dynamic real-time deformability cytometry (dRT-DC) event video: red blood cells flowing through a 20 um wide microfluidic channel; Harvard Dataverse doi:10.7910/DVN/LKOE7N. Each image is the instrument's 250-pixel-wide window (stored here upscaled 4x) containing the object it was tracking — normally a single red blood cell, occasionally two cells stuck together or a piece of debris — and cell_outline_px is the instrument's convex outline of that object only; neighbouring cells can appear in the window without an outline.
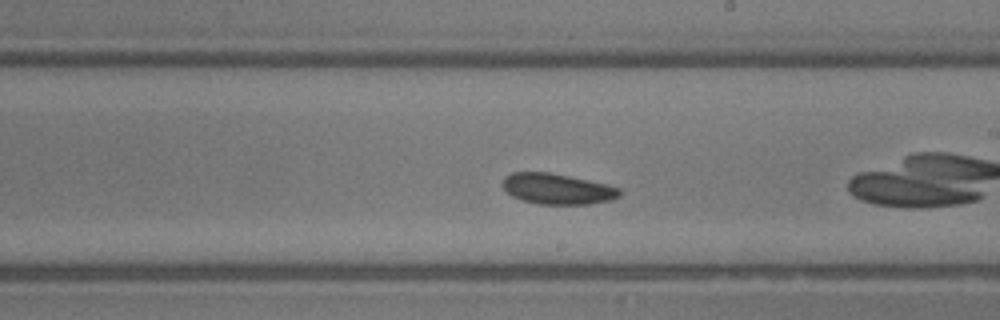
{"species": "common noctule bat (a hibernating species)", "species_latin": "Nyctalus noctula", "temperature_condition": "room temperature", "stored_images_in_passage": 30, "camera_frame_rate_fps": 3000, "um_per_image_px": 0.085, "animal": {"sex": "male", "body_mass_g": 13.3}, "frame": {"image": 1, "passage_image": 13, "time_ms": 4.0, "image_size_px": [1000, 320], "cell_outline_px": [[620, 196], [612, 200], [588, 204], [540, 204], [524, 200], [512, 196], [504, 188], [504, 176], [512, 172], [548, 172], [608, 184], [620, 188]], "centroid_in_image_um": [47.4, 16.05], "position_along_channel_um": 241.6, "area_um2": 20.75}}